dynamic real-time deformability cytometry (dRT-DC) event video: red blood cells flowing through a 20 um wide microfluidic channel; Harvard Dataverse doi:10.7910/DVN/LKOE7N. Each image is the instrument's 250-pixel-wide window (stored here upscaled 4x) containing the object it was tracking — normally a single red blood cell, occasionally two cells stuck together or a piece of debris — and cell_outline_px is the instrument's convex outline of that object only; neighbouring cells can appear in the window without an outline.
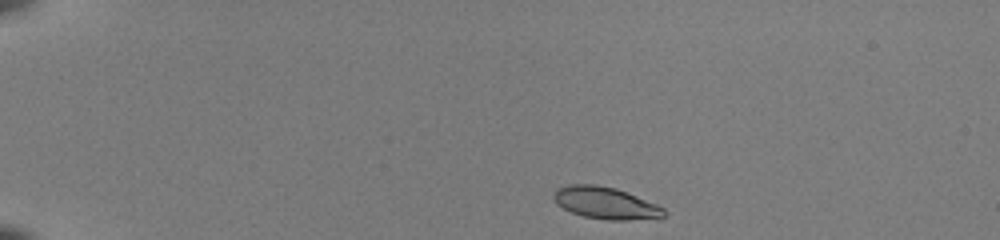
{"species": "common noctule bat (a hibernating species)", "species_latin": "Nyctalus noctula", "temperature_condition": "room temperature", "stored_images_in_passage": 42, "camera_frame_rate_fps": 3000, "um_per_image_px": 0.085, "animal": {"sex": "female", "body_mass_g": 22.0, "forearm_length_mm": 56.7}, "frame": {"image": 1, "passage_image": 1, "time_ms": 0.0, "image_size_px": [1000, 240], "cell_outline_px": [[664, 216], [660, 220], [604, 220], [584, 216], [572, 212], [556, 204], [552, 196], [556, 188], [568, 184], [596, 184], [616, 188], [656, 204], [664, 208]], "centroid_in_image_um": [51.49, 17.27], "position_along_channel_um": 33.5, "area_um2": 20.87}}
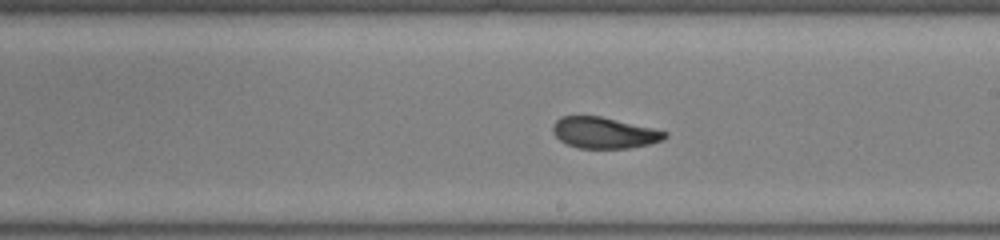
{"frame": {"image": 2, "passage_image": 23, "time_ms": 7.333, "image_size_px": [1000, 240], "cell_outline_px": [[668, 136], [664, 140], [648, 144], [628, 148], [580, 148], [568, 144], [560, 140], [552, 132], [552, 124], [560, 116], [600, 116], [652, 128], [668, 132]], "centroid_in_image_um": [51.34, 11.28], "position_along_channel_um": 237.7, "area_um2": 20.23}}
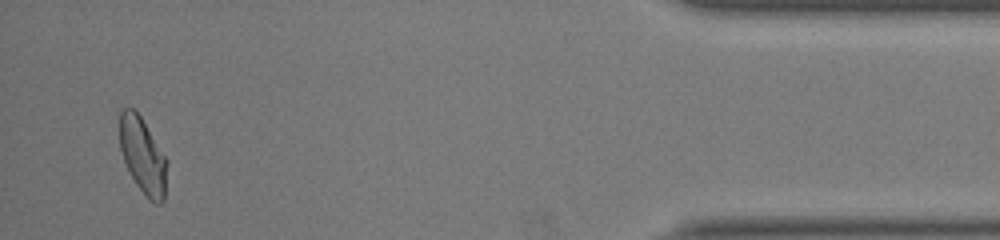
{"frame": {"image": 3, "passage_image": 41, "time_ms": 13.333, "image_size_px": [1000, 240], "cell_outline_px": [[168, 160], [164, 200], [160, 204], [156, 204], [148, 200], [136, 184], [124, 160], [120, 148], [120, 112], [124, 108], [136, 108]], "centroid_in_image_um": [12.16, 13.23], "position_along_channel_um": 423.0, "area_um2": 21.1}, "authors_computed_cell_mechanics": {"area_um2": 20.8658, "velocity_mm_per_s": 3.9907, "shape_relaxation_time_tau1_ms": 5.9645, "shape_relaxation_time_tau2_ms": 1.3491, "deformation_change_tau1": 0.2003, "deformation_change_tau2": 0.0559}}